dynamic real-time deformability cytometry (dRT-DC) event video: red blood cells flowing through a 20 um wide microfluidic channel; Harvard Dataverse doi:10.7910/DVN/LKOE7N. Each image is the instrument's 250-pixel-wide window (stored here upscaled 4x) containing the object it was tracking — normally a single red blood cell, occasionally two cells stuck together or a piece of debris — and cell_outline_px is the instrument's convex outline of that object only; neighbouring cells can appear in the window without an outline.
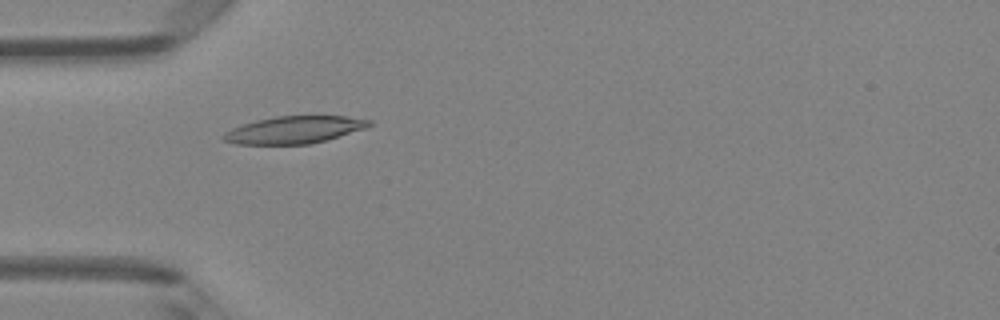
{"species": "Egyptian fruit bat (a non-hibernating species)", "species_latin": "Rousettus aegyptiacus", "temperature_condition": "room temperature", "stored_images_in_passage": 4, "camera_frame_rate_fps": 3000, "um_per_image_px": 0.085, "animal": {"sex": "female"}, "frame": {"image": 1, "passage_image": 4, "time_ms": 1.0, "image_size_px": [1000, 320], "cell_outline_px": [[372, 124], [368, 128], [312, 144], [236, 144], [224, 140], [220, 136], [224, 132], [232, 128], [256, 120], [276, 116], [344, 116], [372, 120]], "centroid_in_image_um": [25.03, 11.03], "position_along_channel_um": 60.0, "area_um2": 23.24}}